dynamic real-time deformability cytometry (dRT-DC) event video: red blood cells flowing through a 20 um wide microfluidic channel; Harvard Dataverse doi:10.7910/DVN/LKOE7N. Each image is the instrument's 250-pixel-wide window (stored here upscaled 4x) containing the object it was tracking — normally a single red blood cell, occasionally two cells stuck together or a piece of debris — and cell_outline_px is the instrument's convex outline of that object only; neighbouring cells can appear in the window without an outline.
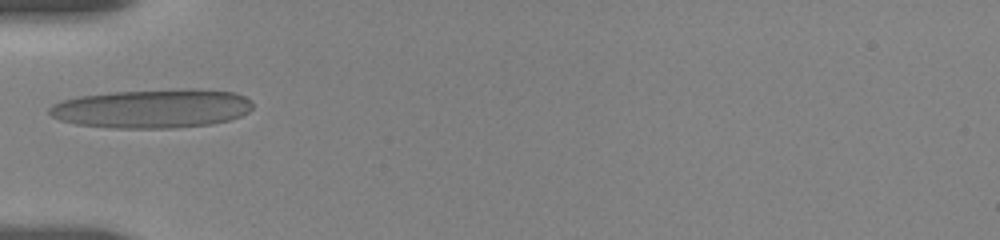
{"species": "human", "species_latin": "Homo sapiens", "temperature_condition": "room temperature", "stored_images_in_passage": 2, "camera_frame_rate_fps": 3000, "um_per_image_px": 0.085, "donor": {"sex": "female"}, "frame": {"image": 1, "passage_image": 1, "time_ms": 0.0, "image_size_px": [1000, 240], "cell_outline_px": [[252, 108], [248, 112], [240, 116], [228, 120], [212, 124], [172, 128], [116, 128], [76, 124], [60, 120], [52, 116], [48, 112], [48, 108], [52, 104], [60, 100], [80, 96], [108, 92], [184, 88], [196, 88], [236, 92], [252, 100]], "centroid_in_image_um": [12.95, 9.21], "position_along_channel_um": 72.0, "area_um2": 46.64}}